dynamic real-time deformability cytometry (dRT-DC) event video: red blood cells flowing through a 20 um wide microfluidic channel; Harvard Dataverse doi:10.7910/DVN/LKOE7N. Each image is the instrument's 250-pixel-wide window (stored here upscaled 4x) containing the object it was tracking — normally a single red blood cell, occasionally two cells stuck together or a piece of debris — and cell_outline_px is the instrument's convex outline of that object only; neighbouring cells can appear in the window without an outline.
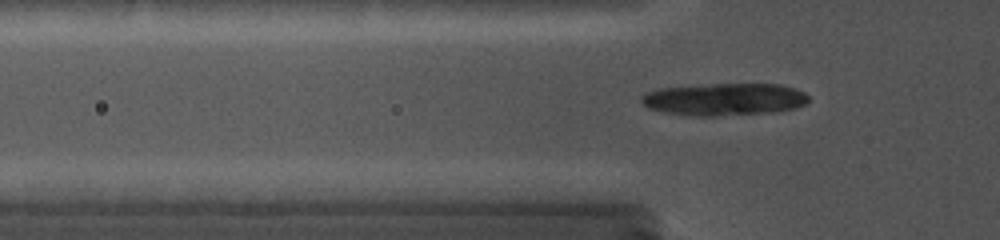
{"species": "common noctule bat (a hibernating species)", "species_latin": "Nyctalus noctula", "temperature_condition": "cold", "stored_images_in_passage": 15, "camera_frame_rate_fps": 5000, "um_per_image_px": 0.085, "animal": {"sex": "female", "body_mass_g": 19.0, "forearm_length_mm": 56.7}, "frame": {"image": 1, "passage_image": 15, "time_ms": 5.6, "image_size_px": [1000, 240], "cell_outline_px": [[808, 100], [804, 104], [796, 108], [776, 112], [716, 116], [696, 116], [664, 112], [648, 108], [640, 100], [640, 96], [648, 92], [660, 88], [712, 84], [780, 84], [796, 88], [804, 92], [808, 96]], "centroid_in_image_um": [61.59, 8.44], "position_along_channel_um": 64.2, "area_um2": 31.56}}